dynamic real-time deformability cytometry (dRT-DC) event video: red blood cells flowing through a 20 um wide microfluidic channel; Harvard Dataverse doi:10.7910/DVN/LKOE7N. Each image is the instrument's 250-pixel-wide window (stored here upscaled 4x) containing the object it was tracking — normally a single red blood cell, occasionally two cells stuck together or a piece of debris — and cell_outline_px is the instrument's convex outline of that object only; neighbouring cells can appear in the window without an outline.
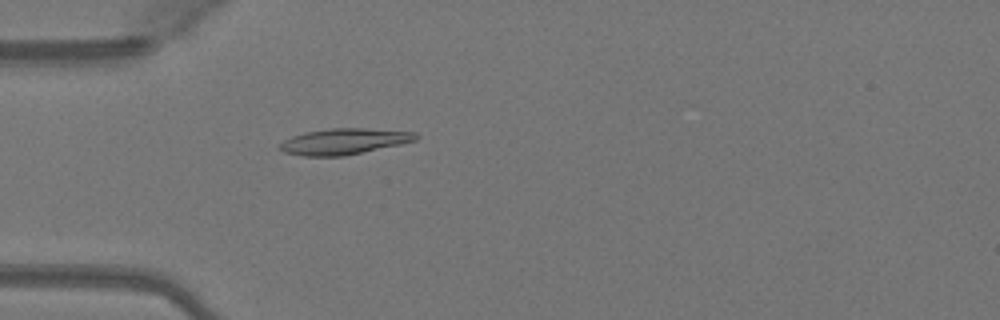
{"species": "Egyptian fruit bat (a non-hibernating species)", "species_latin": "Rousettus aegyptiacus", "temperature_condition": "warm", "stored_images_in_passage": 37, "camera_frame_rate_fps": 3000, "um_per_image_px": 0.085, "animal": {"sex": "female"}, "frame": {"image": 1, "passage_image": 2, "time_ms": 0.333, "image_size_px": [1000, 320], "cell_outline_px": [[420, 136], [416, 140], [400, 144], [344, 156], [304, 156], [284, 152], [276, 148], [284, 140], [292, 136], [304, 132], [332, 128], [364, 128], [416, 132]], "centroid_in_image_um": [29.22, 12.02], "position_along_channel_um": 55.8, "area_um2": 20.58}}
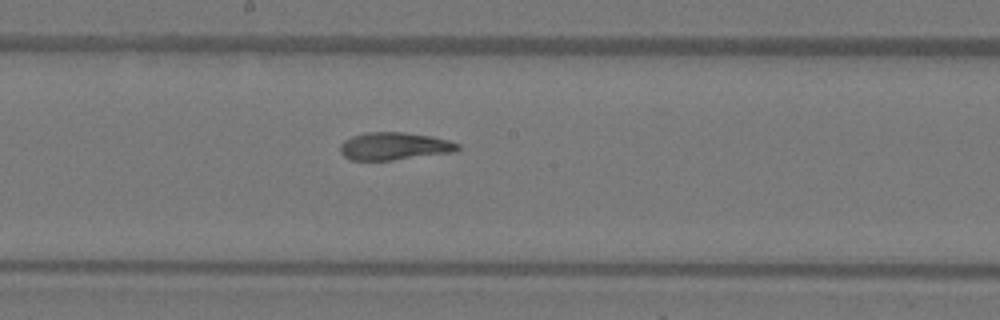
{"frame": {"image": 2, "passage_image": 14, "time_ms": 4.333, "image_size_px": [1000, 320], "cell_outline_px": [[460, 148], [452, 152], [392, 160], [352, 160], [344, 156], [340, 152], [340, 144], [344, 140], [352, 136], [368, 132], [404, 132], [432, 136], [448, 140], [460, 144]], "centroid_in_image_um": [33.5, 12.42], "position_along_channel_um": 214.7, "area_um2": 18.84}}
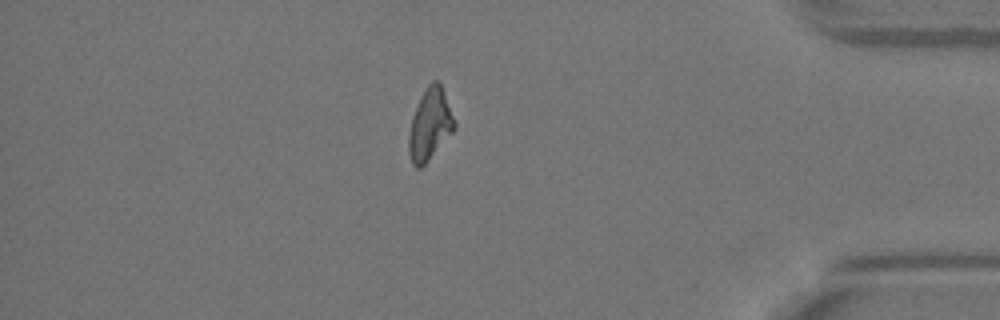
{"frame": {"image": 3, "passage_image": 30, "time_ms": 9.667, "image_size_px": [1000, 320], "cell_outline_px": [[456, 128], [428, 160], [420, 168], [416, 168], [412, 164], [408, 152], [408, 136], [412, 116], [420, 96], [428, 84], [432, 80], [436, 80], [440, 84], [456, 124]], "centroid_in_image_um": [36.51, 10.59], "position_along_channel_um": 398.7, "area_um2": 18.79}, "authors_computed_cell_mechanics": {"area_um2": 18.9584, "velocity_mm_per_s": 4.1119, "shape_relaxation_time_tau1_ms": null, "shape_relaxation_time_tau2_ms": 2.7534, "deformation_change_tau1": null, "deformation_change_tau2": 0.0831}}